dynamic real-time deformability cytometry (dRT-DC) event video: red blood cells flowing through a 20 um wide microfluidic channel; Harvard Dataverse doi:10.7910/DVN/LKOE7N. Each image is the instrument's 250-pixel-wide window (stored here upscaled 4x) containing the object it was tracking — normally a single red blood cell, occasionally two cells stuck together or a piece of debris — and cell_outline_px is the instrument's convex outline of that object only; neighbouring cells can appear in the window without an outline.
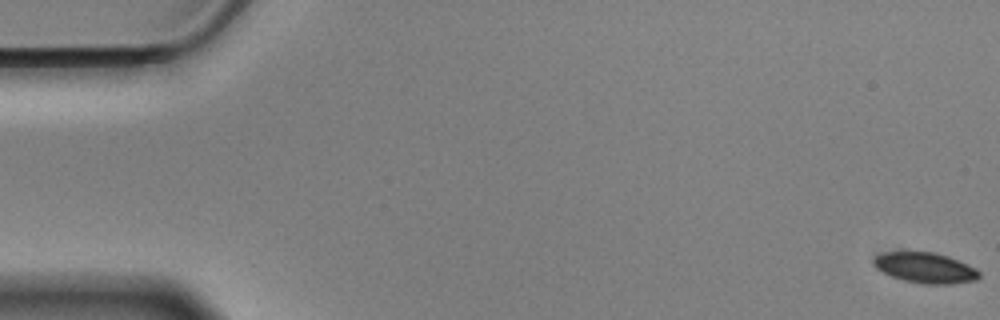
{"species": "Egyptian fruit bat (a non-hibernating species)", "species_latin": "Rousettus aegyptiacus", "temperature_condition": "cold", "stored_images_in_passage": 58, "camera_frame_rate_fps": 3000, "um_per_image_px": 0.085, "animal": {"sex": "male"}, "frame": {"image": 1, "passage_image": 1, "time_ms": 0.0, "image_size_px": [1000, 320], "cell_outline_px": [[980, 276], [976, 280], [948, 284], [920, 284], [904, 280], [892, 276], [876, 268], [872, 260], [876, 256], [884, 252], [936, 252], [948, 256], [976, 268], [980, 272]], "centroid_in_image_um": [78.66, 22.76], "position_along_channel_um": 6.3, "area_um2": 18.67}}
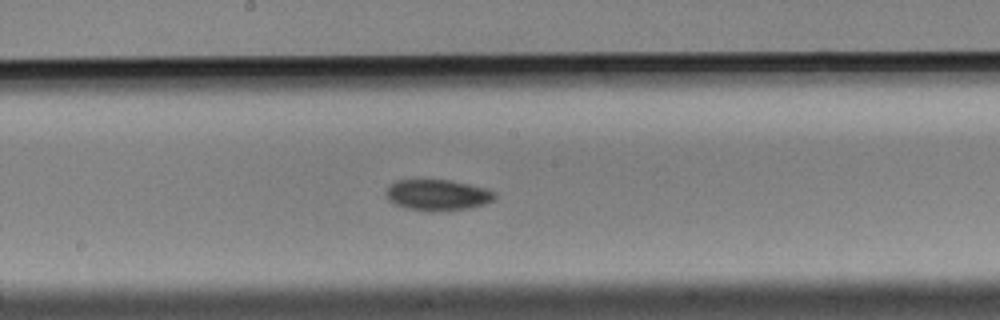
{"frame": {"image": 2, "passage_image": 31, "time_ms": 10.0, "image_size_px": [1000, 320], "cell_outline_px": [[496, 196], [492, 200], [484, 204], [468, 208], [432, 212], [404, 208], [392, 204], [388, 200], [388, 188], [396, 180], [448, 180], [468, 184], [484, 188], [496, 192]], "centroid_in_image_um": [37.18, 16.59], "position_along_channel_um": 211.0, "area_um2": 19.48}}
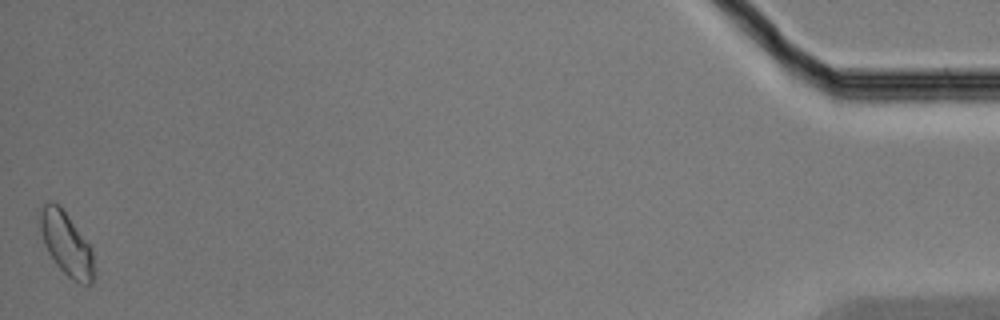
{"frame": {"image": 3, "passage_image": 58, "time_ms": 19.0, "image_size_px": [1000, 320], "cell_outline_px": [[96, 276], [92, 284], [80, 284], [68, 276], [56, 264], [48, 252], [44, 244], [36, 216], [44, 204], [48, 200], [52, 200], [60, 204], [92, 248], [96, 272]], "centroid_in_image_um": [5.64, 20.7], "position_along_channel_um": 429.6, "area_um2": 20.58}, "authors_computed_cell_mechanics": {"area_um2": 19.3052, "velocity_mm_per_s": 3.488, "shape_relaxation_time_tau1_ms": 2.7046, "shape_relaxation_time_tau2_ms": null, "deformation_change_tau1": 0.0629, "deformation_change_tau2": null}}